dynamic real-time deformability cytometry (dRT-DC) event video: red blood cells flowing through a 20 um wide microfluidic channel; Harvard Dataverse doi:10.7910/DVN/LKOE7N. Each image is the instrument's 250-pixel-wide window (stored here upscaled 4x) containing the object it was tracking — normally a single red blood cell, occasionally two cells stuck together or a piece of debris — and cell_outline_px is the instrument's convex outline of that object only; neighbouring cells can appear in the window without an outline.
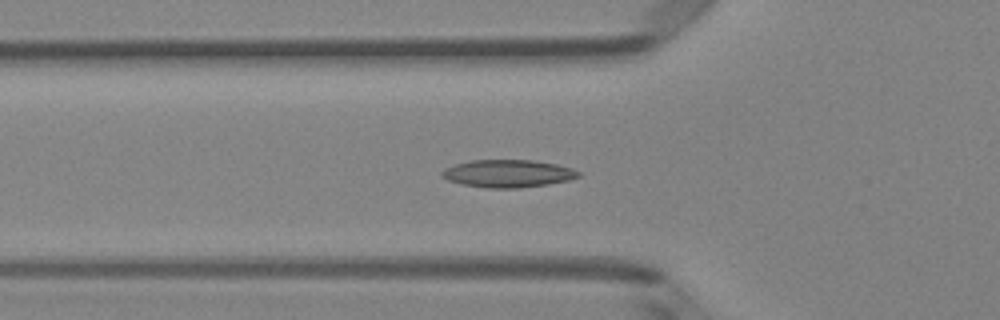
{"species": "Egyptian fruit bat (a non-hibernating species)", "species_latin": "Rousettus aegyptiacus", "temperature_condition": "room temperature", "stored_images_in_passage": 50, "camera_frame_rate_fps": 3000, "um_per_image_px": 0.085, "animal": {"sex": "female"}, "frame": {"image": 1, "passage_image": 17, "time_ms": 5.333, "image_size_px": [1000, 320], "cell_outline_px": [[580, 176], [568, 180], [548, 184], [520, 188], [488, 188], [464, 184], [448, 180], [440, 176], [440, 172], [444, 168], [456, 164], [472, 160], [532, 160], [556, 164], [572, 168], [580, 172]], "centroid_in_image_um": [43.17, 14.75], "position_along_channel_um": 82.6, "area_um2": 21.91}}
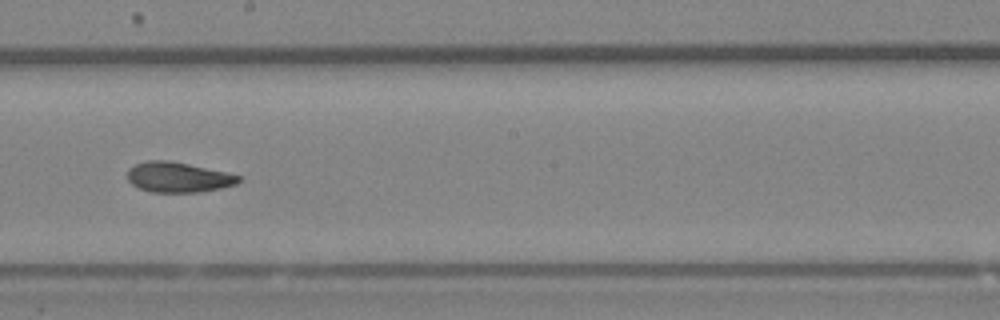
{"frame": {"image": 2, "passage_image": 28, "time_ms": 9.0, "image_size_px": [1000, 320], "cell_outline_px": [[244, 176], [236, 184], [220, 188], [200, 192], [152, 192], [140, 188], [132, 184], [128, 180], [128, 168], [136, 164], [148, 160], [168, 160], [228, 172]], "centroid_in_image_um": [15.18, 15.06], "position_along_channel_um": 233.0, "area_um2": 19.59}}
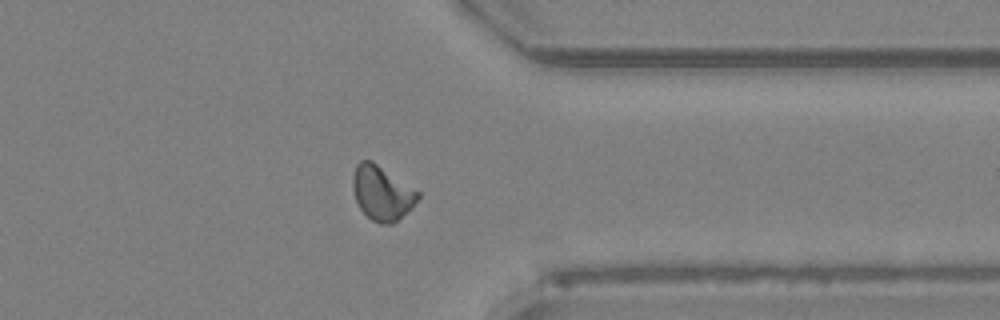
{"frame": {"image": 3, "passage_image": 39, "time_ms": 12.667, "image_size_px": [1000, 320], "cell_outline_px": [[420, 196], [412, 208], [392, 224], [380, 224], [372, 220], [360, 208], [356, 200], [352, 188], [352, 176], [356, 164], [360, 160], [372, 160], [420, 192]], "centroid_in_image_um": [32.46, 16.39], "position_along_channel_um": 378.9, "area_um2": 20.69}, "authors_computed_cell_mechanics": {"area_um2": 20.4612, "velocity_mm_per_s": 4.1233, "shape_relaxation_time_tau1_ms": 4.9009, "shape_relaxation_time_tau2_ms": 2.3346, "deformation_change_tau1": 0.1409, "deformation_change_tau2": 0.0813}}